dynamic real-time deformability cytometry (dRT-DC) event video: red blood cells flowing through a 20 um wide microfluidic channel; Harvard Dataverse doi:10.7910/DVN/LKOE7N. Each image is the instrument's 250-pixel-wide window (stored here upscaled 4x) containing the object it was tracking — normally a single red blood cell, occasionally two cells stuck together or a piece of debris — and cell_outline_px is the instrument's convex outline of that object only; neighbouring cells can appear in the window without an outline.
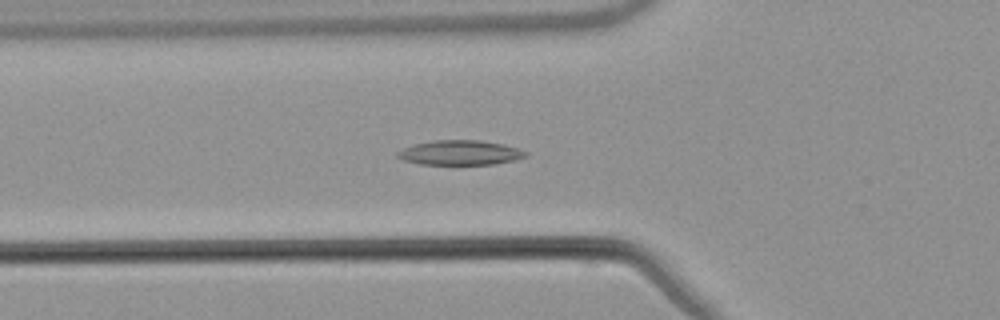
{"species": "common noctule bat (a hibernating species)", "species_latin": "Nyctalus noctula", "temperature_condition": "warm", "stored_images_in_passage": 56, "camera_frame_rate_fps": 3000, "um_per_image_px": 0.085, "animal": {"sex": "male", "body_mass_g": 21.5, "forearm_length_mm": 52.0}, "frame": {"image": 1, "passage_image": 21, "time_ms": 6.667, "image_size_px": [1000, 320], "cell_outline_px": [[528, 156], [516, 160], [496, 164], [420, 164], [404, 160], [396, 156], [396, 152], [404, 148], [416, 144], [432, 140], [480, 140], [504, 144], [520, 148], [528, 152]], "centroid_in_image_um": [39.17, 12.97], "position_along_channel_um": 86.6, "area_um2": 18.55}}
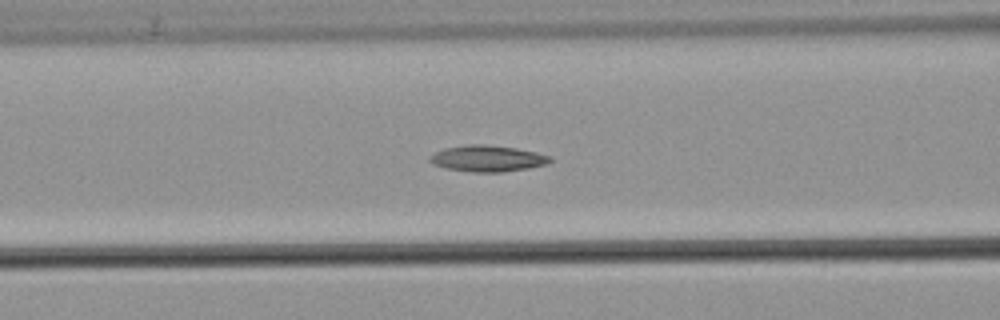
{"frame": {"image": 2, "passage_image": 24, "time_ms": 7.667, "image_size_px": [1000, 320], "cell_outline_px": [[552, 160], [548, 164], [528, 168], [504, 172], [472, 172], [448, 168], [432, 164], [428, 160], [436, 152], [444, 148], [472, 144], [484, 144], [516, 148], [536, 152], [552, 156]], "centroid_in_image_um": [41.49, 13.47], "position_along_channel_um": 125.1, "area_um2": 18.32}}
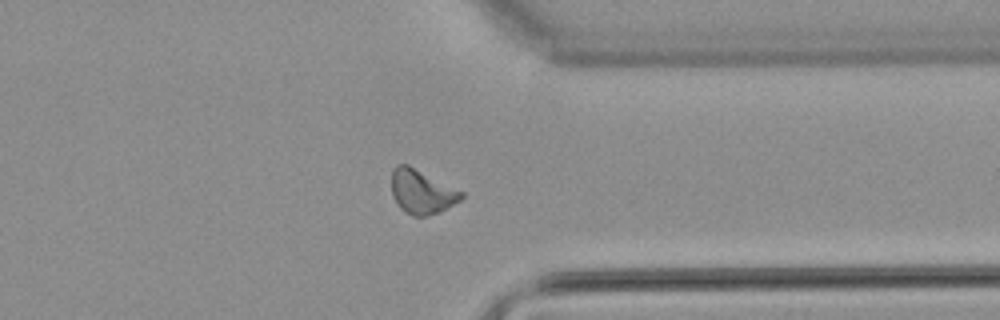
{"frame": {"image": 3, "passage_image": 44, "time_ms": 14.333, "image_size_px": [1000, 320], "cell_outline_px": [[464, 196], [460, 200], [436, 212], [424, 216], [412, 216], [400, 208], [396, 204], [392, 196], [392, 168], [396, 164], [408, 164], [464, 192]], "centroid_in_image_um": [35.8, 16.27], "position_along_channel_um": 375.6, "area_um2": 17.8}, "authors_computed_cell_mechanics": {"area_um2": 17.8891, "velocity_mm_per_s": 3.8067, "shape_relaxation_time_tau1_ms": 9.6854, "shape_relaxation_time_tau2_ms": 10.7673, "deformation_change_tau1": 0.1927, "deformation_change_tau2": 0.1941}}